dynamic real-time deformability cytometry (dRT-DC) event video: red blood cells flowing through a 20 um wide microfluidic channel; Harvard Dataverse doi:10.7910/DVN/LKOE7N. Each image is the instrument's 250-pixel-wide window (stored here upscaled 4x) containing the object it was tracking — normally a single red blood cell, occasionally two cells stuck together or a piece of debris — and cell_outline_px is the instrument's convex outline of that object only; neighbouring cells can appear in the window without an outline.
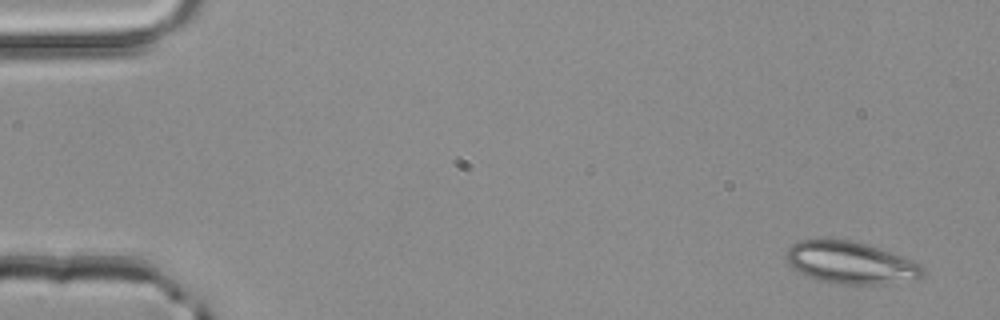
{"species": "common noctule bat (a hibernating species)", "species_latin": "Nyctalus noctula", "temperature_condition": "room temperature", "stored_images_in_passage": 4, "segment_of_instrument_passage": [2, 2], "camera_frame_rate_fps": 3000, "um_per_image_px": 0.085, "animal": {"sex": "male", "body_mass_g": 20.4}, "frame": {"image": 1, "passage_image": 4, "time_ms": 1.0, "image_size_px": [1000, 320], "cell_outline_px": [[924, 276], [920, 280], [884, 284], [848, 284], [820, 280], [808, 276], [792, 268], [788, 264], [784, 256], [788, 248], [792, 244], [800, 240], [852, 240], [868, 244], [892, 252], [912, 260], [920, 264], [924, 268]], "centroid_in_image_um": [72.35, 22.33], "position_along_channel_um": 12.6, "area_um2": 33.7}}